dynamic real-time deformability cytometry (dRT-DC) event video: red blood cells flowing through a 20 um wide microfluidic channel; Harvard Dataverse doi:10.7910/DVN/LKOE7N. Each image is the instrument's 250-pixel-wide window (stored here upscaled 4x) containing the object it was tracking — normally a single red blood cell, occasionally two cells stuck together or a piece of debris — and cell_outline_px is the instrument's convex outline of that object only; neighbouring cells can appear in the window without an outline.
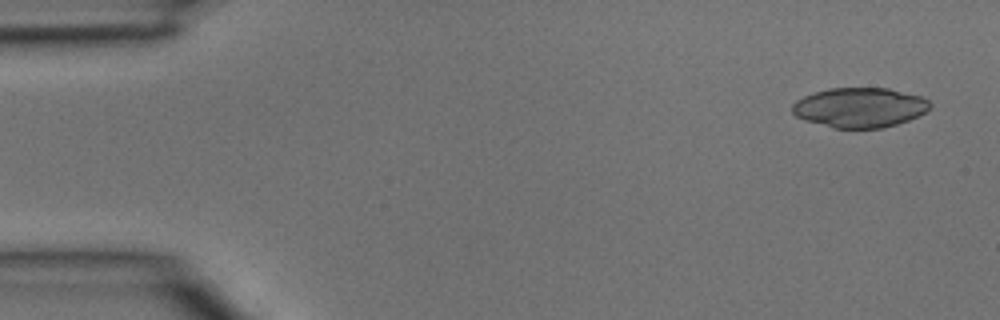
{"species": "common noctule bat (a hibernating species)", "species_latin": "Nyctalus noctula", "temperature_condition": "room temperature", "stored_images_in_passage": 3, "camera_frame_rate_fps": 3000, "um_per_image_px": 0.085, "animal": {"sex": "male", "body_mass_g": 15.6}, "frame": {"image": 1, "passage_image": 1, "time_ms": 0.0, "image_size_px": [1000, 320], "cell_outline_px": [[932, 104], [924, 112], [908, 120], [896, 124], [880, 128], [832, 128], [804, 120], [796, 116], [792, 112], [792, 104], [796, 100], [804, 96], [828, 88], [888, 88], [920, 96], [928, 100]], "centroid_in_image_um": [73.04, 9.14], "position_along_channel_um": 12.0, "area_um2": 31.79}}